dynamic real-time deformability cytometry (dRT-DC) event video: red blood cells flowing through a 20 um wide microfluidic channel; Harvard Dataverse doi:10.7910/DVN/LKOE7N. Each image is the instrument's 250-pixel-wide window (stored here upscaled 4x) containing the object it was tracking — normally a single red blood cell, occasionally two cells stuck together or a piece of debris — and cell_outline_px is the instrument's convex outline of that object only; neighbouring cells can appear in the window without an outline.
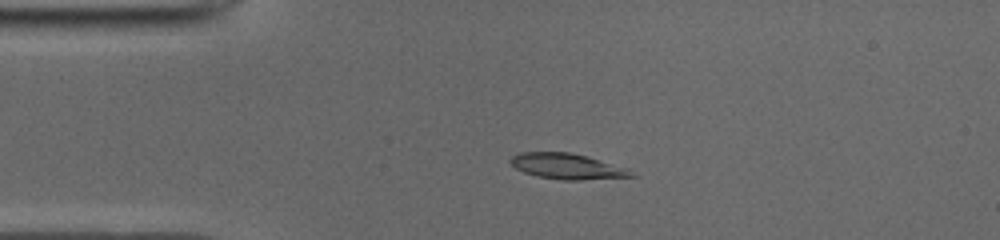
{"species": "common noctule bat (a hibernating species)", "species_latin": "Nyctalus noctula", "temperature_condition": "cold", "stored_images_in_passage": 41, "camera_frame_rate_fps": 3000, "um_per_image_px": 0.085, "animal": {"sex": "male", "body_mass_g": 19.0, "forearm_length_mm": 50.8}, "frame": {"image": 1, "passage_image": 2, "time_ms": 0.333, "image_size_px": [1000, 240], "cell_outline_px": [[636, 176], [580, 180], [560, 180], [536, 176], [524, 172], [516, 168], [508, 160], [512, 156], [520, 152], [568, 152], [588, 156], [628, 168]], "centroid_in_image_um": [48.2, 14.13], "position_along_channel_um": 36.8, "area_um2": 18.09}}
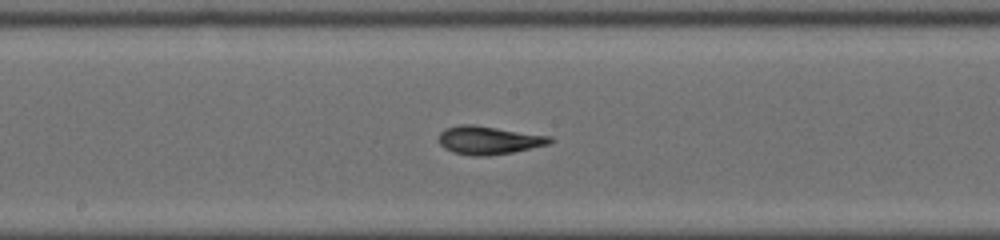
{"frame": {"image": 2, "passage_image": 17, "time_ms": 5.333, "image_size_px": [1000, 240], "cell_outline_px": [[556, 140], [552, 144], [512, 152], [488, 156], [476, 156], [452, 152], [444, 148], [440, 144], [440, 132], [444, 128], [460, 124], [472, 124], [552, 136]], "centroid_in_image_um": [41.59, 11.91], "position_along_channel_um": 206.6, "area_um2": 18.5}}
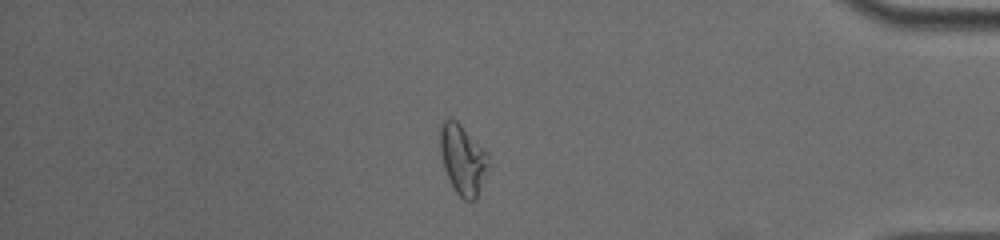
{"frame": {"image": 3, "passage_image": 34, "time_ms": 11.0, "image_size_px": [1000, 240], "cell_outline_px": [[488, 156], [476, 200], [464, 200], [456, 192], [444, 168], [440, 152], [440, 128], [444, 120], [456, 120], [488, 152]], "centroid_in_image_um": [39.3, 13.52], "position_along_channel_um": 395.9, "area_um2": 18.9}, "authors_computed_cell_mechanics": {"area_um2": 18.0914, "velocity_mm_per_s": 3.9577, "shape_relaxation_time_tau1_ms": 7.9971, "shape_relaxation_time_tau2_ms": 2.3698, "deformation_change_tau1": 0.2504, "deformation_change_tau2": 0.0703}}